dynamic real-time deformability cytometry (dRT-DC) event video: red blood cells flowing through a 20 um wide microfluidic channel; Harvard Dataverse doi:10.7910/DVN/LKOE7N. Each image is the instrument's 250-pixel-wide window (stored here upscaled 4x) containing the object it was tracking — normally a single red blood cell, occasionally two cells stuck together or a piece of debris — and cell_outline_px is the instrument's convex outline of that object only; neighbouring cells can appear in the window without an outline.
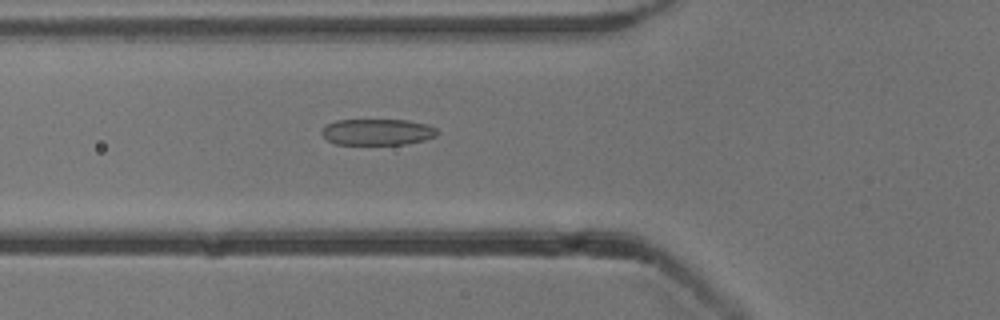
{"species": "common noctule bat (a hibernating species)", "species_latin": "Nyctalus noctula", "temperature_condition": "cold", "stored_images_in_passage": 53, "camera_frame_rate_fps": 3000, "um_per_image_px": 0.085, "animal": {"sex": "male", "body_mass_g": 13.3}, "frame": {"image": 1, "passage_image": 19, "time_ms": 6.0, "image_size_px": [1000, 320], "cell_outline_px": [[440, 132], [436, 136], [424, 140], [404, 144], [336, 144], [328, 140], [320, 132], [324, 124], [336, 120], [408, 120], [428, 124], [436, 128]], "centroid_in_image_um": [32.08, 11.21], "position_along_channel_um": 93.7, "area_um2": 17.8}}
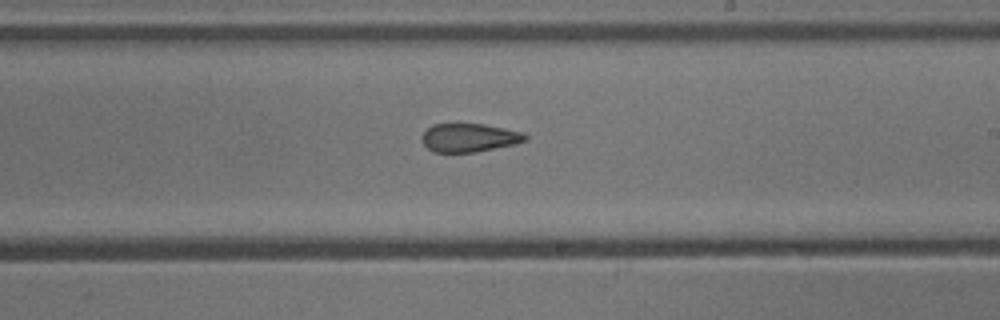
{"frame": {"image": 2, "passage_image": 31, "time_ms": 10.0, "image_size_px": [1000, 320], "cell_outline_px": [[528, 140], [516, 144], [476, 152], [432, 152], [424, 144], [420, 136], [432, 124], [484, 124], [524, 132], [528, 136]], "centroid_in_image_um": [39.91, 11.7], "position_along_channel_um": 249.1, "area_um2": 17.28}}
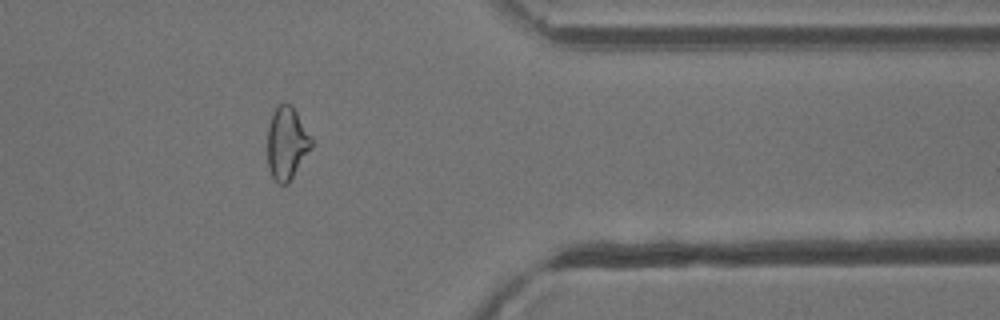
{"frame": {"image": 3, "passage_image": 43, "time_ms": 14.0, "image_size_px": [1000, 320], "cell_outline_px": [[312, 144], [288, 184], [280, 184], [272, 176], [268, 168], [268, 128], [272, 112], [276, 104], [292, 104], [312, 136]], "centroid_in_image_um": [24.36, 12.12], "position_along_channel_um": 387.0, "area_um2": 18.5}, "authors_computed_cell_mechanics": {"area_um2": 19.7098, "velocity_mm_per_s": 3.8636, "shape_relaxation_time_tau1_ms": 4.9704, "shape_relaxation_time_tau2_ms": 2.334, "deformation_change_tau1": 0.137, "deformation_change_tau2": 0.1085}}